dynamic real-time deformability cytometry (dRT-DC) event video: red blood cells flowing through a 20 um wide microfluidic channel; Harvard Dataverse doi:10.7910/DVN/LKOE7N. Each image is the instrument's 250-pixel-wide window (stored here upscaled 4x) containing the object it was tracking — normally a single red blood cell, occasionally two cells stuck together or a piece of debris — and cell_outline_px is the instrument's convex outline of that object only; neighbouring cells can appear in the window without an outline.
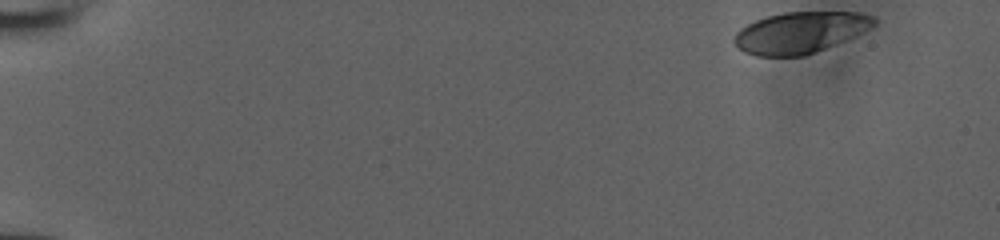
{"species": "human", "species_latin": "Homo sapiens", "temperature_condition": "room temperature", "stored_images_in_passage": 43, "camera_frame_rate_fps": 3000, "um_per_image_px": 0.085, "donor": {"sex": "male"}, "frame": {"image": 1, "passage_image": 1, "time_ms": 0.0, "image_size_px": [1000, 240], "cell_outline_px": [[876, 24], [844, 40], [804, 56], [756, 56], [744, 52], [732, 40], [736, 32], [740, 28], [756, 20], [768, 16], [784, 12], [860, 12], [876, 16]], "centroid_in_image_um": [67.99, 2.75], "position_along_channel_um": 17.0, "area_um2": 33.29}}
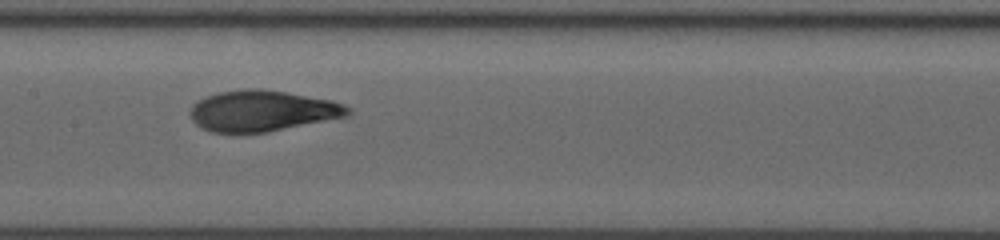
{"frame": {"image": 2, "passage_image": 25, "time_ms": 8.0, "image_size_px": [1000, 240], "cell_outline_px": [[352, 112], [348, 116], [268, 132], [208, 132], [200, 128], [192, 120], [192, 104], [196, 100], [204, 96], [220, 92], [244, 88], [260, 88], [332, 100], [344, 104], [352, 108]], "centroid_in_image_um": [22.29, 9.42], "position_along_channel_um": 185.1, "area_um2": 37.74}}
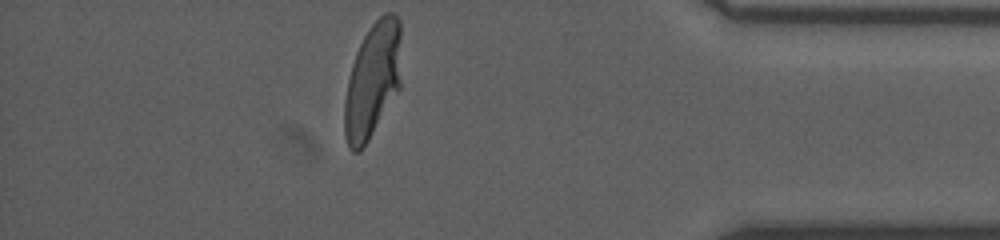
{"frame": {"image": 3, "passage_image": 43, "time_ms": 14.0, "image_size_px": [1000, 240], "cell_outline_px": [[400, 88], [368, 140], [360, 152], [352, 152], [348, 148], [344, 132], [344, 100], [348, 80], [352, 64], [356, 52], [364, 36], [372, 24], [384, 12], [392, 12], [400, 20]], "centroid_in_image_um": [31.66, 6.84], "position_along_channel_um": 403.5, "area_um2": 38.15}}